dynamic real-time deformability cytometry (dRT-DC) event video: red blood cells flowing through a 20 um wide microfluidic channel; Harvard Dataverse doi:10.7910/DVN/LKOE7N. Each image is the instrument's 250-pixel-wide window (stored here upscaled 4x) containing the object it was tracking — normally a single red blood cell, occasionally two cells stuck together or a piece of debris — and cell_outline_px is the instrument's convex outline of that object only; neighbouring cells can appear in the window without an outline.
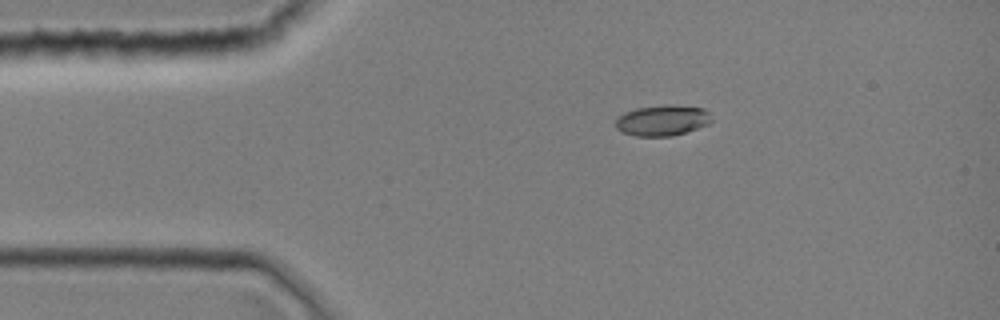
{"species": "common noctule bat (a hibernating species)", "species_latin": "Nyctalus noctula", "temperature_condition": "room temperature", "stored_images_in_passage": 4, "camera_frame_rate_fps": 3000, "um_per_image_px": 0.085, "animal": {"sex": "female", "body_mass_g": 19.0, "forearm_length_mm": 51.5}, "frame": {"image": 1, "passage_image": 1, "time_ms": 0.0, "image_size_px": [1000, 320], "cell_outline_px": [[712, 120], [708, 124], [672, 136], [636, 136], [624, 132], [616, 128], [616, 116], [624, 112], [636, 108], [668, 104], [672, 104], [704, 108], [708, 112]], "centroid_in_image_um": [56.28, 10.21], "position_along_channel_um": 28.7, "area_um2": 17.17}}